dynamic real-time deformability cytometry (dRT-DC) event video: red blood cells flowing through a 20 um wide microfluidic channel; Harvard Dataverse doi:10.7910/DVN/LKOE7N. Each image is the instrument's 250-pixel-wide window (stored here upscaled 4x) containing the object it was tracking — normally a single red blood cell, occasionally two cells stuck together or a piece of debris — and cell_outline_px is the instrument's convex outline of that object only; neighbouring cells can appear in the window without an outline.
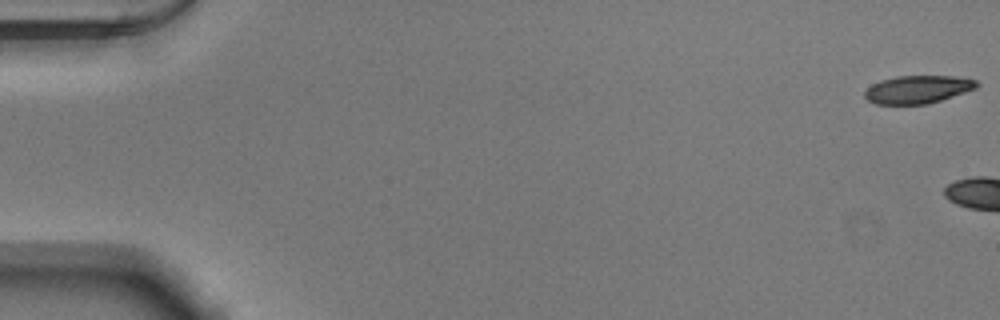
{"species": "Egyptian fruit bat (a non-hibernating species)", "species_latin": "Rousettus aegyptiacus", "temperature_condition": "warm", "stored_images_in_passage": 4, "camera_frame_rate_fps": 3000, "um_per_image_px": 0.085, "animal": {"sex": "male"}, "frame": {"image": 1, "passage_image": 1, "time_ms": 0.0, "image_size_px": [1000, 320], "cell_outline_px": [[980, 84], [976, 88], [928, 104], [876, 104], [868, 100], [864, 96], [864, 92], [872, 84], [880, 80], [896, 76], [956, 76], [976, 80]], "centroid_in_image_um": [78.0, 7.59], "position_along_channel_um": 7.0, "area_um2": 18.15}}